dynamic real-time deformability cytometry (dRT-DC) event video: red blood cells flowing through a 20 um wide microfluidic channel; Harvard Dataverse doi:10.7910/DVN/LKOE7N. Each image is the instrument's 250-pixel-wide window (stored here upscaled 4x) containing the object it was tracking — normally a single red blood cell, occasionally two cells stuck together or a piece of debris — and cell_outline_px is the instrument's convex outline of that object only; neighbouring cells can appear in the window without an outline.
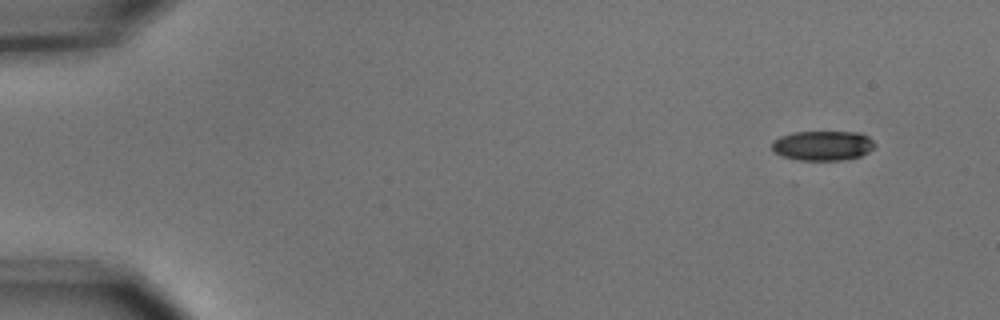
{"species": "common noctule bat (a hibernating species)", "species_latin": "Nyctalus noctula", "temperature_condition": "cold", "stored_images_in_passage": 7, "camera_frame_rate_fps": 3000, "um_per_image_px": 0.085, "animal": {"sex": "male", "body_mass_g": 15.6}, "frame": {"image": 1, "passage_image": 1, "time_ms": 0.0, "image_size_px": [1000, 320], "cell_outline_px": [[876, 144], [868, 152], [860, 156], [844, 160], [796, 160], [780, 156], [772, 152], [772, 140], [780, 136], [792, 132], [860, 132], [868, 136]], "centroid_in_image_um": [69.89, 12.38], "position_along_channel_um": 15.1, "area_um2": 18.09}}
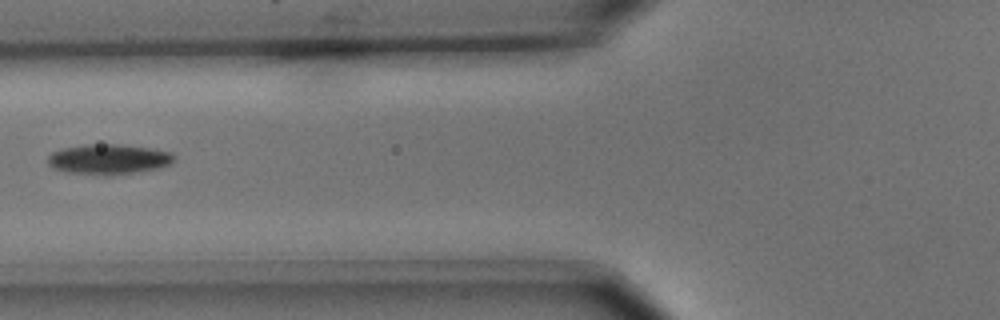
{"frame": {"image": 2, "passage_image": 6, "time_ms": 1.667, "image_size_px": [1000, 320], "cell_outline_px": [[176, 160], [168, 164], [156, 168], [108, 176], [68, 172], [56, 168], [48, 164], [48, 156], [52, 152], [64, 148], [84, 144], [120, 144], [148, 148], [172, 152]], "centroid_in_image_um": [9.22, 13.52], "position_along_channel_um": 116.6, "area_um2": 21.96}}
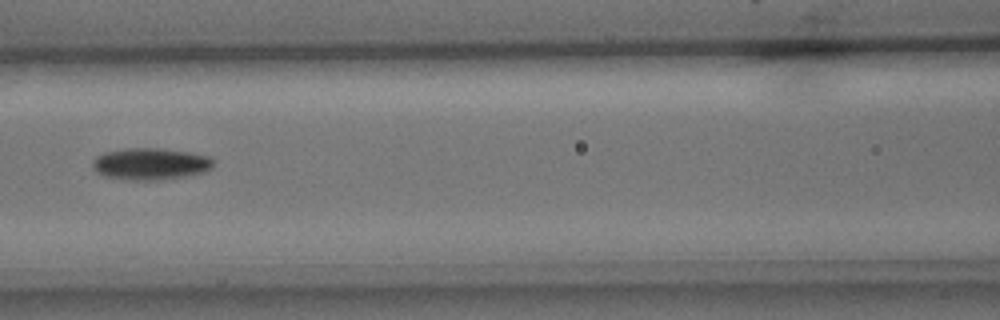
{"frame": {"image": 3, "passage_image": 7, "time_ms": 2.0, "image_size_px": [1000, 320], "cell_outline_px": [[212, 168], [204, 172], [192, 176], [164, 180], [124, 180], [104, 176], [96, 172], [92, 168], [92, 160], [96, 156], [104, 152], [128, 148], [160, 148], [188, 152], [208, 156], [212, 160]], "centroid_in_image_um": [12.76, 13.95], "position_along_channel_um": 153.8, "area_um2": 22.77}}